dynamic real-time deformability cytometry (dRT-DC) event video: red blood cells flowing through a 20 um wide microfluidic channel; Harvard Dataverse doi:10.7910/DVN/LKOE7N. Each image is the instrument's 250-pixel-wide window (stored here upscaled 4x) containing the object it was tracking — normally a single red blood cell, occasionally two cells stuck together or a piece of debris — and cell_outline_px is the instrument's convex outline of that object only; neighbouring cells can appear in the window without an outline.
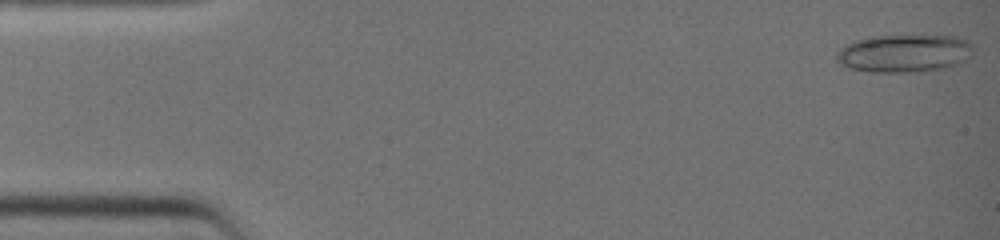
{"species": "common noctule bat (a hibernating species)", "species_latin": "Nyctalus noctula", "temperature_condition": "warm", "stored_images_in_passage": 37, "camera_frame_rate_fps": 3000, "um_per_image_px": 0.085, "animal": {"sex": "female", "body_mass_g": 19.0, "forearm_length_mm": 51.5}, "frame": {"image": 1, "passage_image": 1, "time_ms": 0.0, "image_size_px": [1000, 240], "cell_outline_px": [[972, 56], [968, 60], [944, 68], [908, 72], [868, 72], [836, 64], [836, 52], [840, 48], [856, 40], [872, 36], [956, 36], [968, 40], [972, 44]], "centroid_in_image_um": [76.85, 4.53], "position_along_channel_um": 8.1, "area_um2": 30.23}}
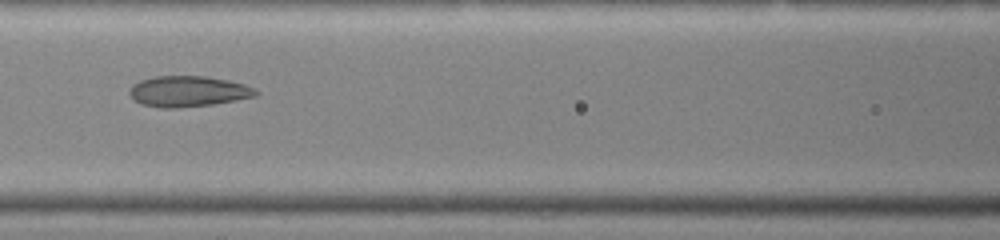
{"frame": {"image": 2, "passage_image": 18, "time_ms": 5.667, "image_size_px": [1000, 240], "cell_outline_px": [[260, 92], [256, 96], [236, 100], [212, 104], [176, 108], [160, 108], [140, 104], [128, 92], [132, 84], [140, 80], [156, 76], [204, 76], [228, 80], [244, 84]], "centroid_in_image_um": [15.97, 7.76], "position_along_channel_um": 150.6, "area_um2": 22.6}}
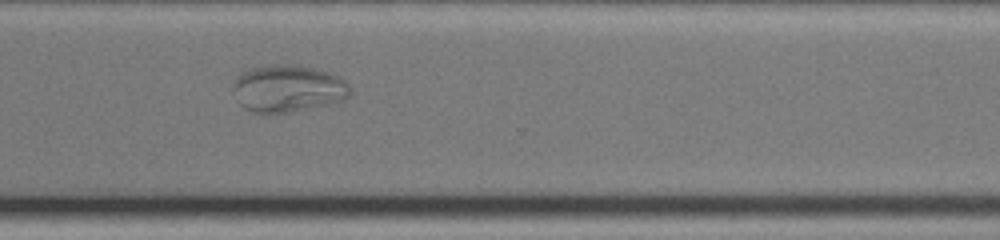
{"frame": {"image": 3, "passage_image": 30, "time_ms": 9.667, "image_size_px": [1000, 240], "cell_outline_px": [[352, 92], [344, 100], [328, 104], [288, 112], [264, 116], [252, 112], [244, 108], [240, 104], [232, 92], [232, 84], [236, 76], [240, 72], [248, 68], [276, 64], [288, 64], [316, 68], [328, 72], [344, 80], [352, 88]], "centroid_in_image_um": [24.41, 7.54], "position_along_channel_um": 346.2, "area_um2": 32.83}}